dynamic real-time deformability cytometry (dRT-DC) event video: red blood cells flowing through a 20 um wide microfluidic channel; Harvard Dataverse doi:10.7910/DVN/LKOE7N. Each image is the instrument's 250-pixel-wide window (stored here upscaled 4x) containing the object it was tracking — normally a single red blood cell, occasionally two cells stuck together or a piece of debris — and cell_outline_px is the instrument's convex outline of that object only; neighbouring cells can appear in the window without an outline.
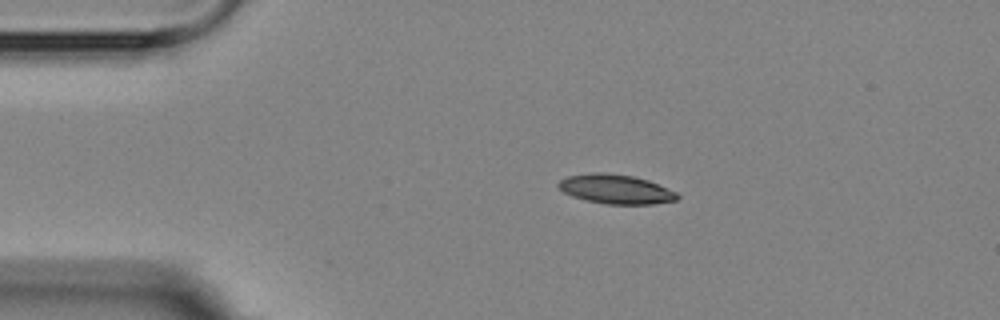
{"species": "Egyptian fruit bat (a non-hibernating species)", "species_latin": "Rousettus aegyptiacus", "temperature_condition": "room temperature", "stored_images_in_passage": 6, "camera_frame_rate_fps": 3000, "um_per_image_px": 0.085, "animal": {"sex": "female"}, "frame": {"image": 1, "passage_image": 2, "time_ms": 1.333, "image_size_px": [1000, 320], "cell_outline_px": [[680, 196], [676, 200], [652, 204], [604, 204], [572, 196], [564, 192], [556, 184], [560, 180], [568, 176], [596, 172], [604, 172], [632, 176], [648, 180], [676, 192]], "centroid_in_image_um": [52.34, 16.08], "position_along_channel_um": 32.7, "area_um2": 20.11}}
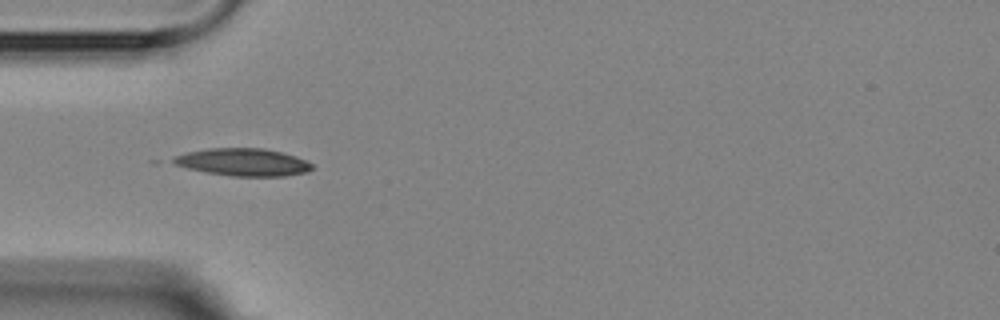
{"frame": {"image": 2, "passage_image": 4, "time_ms": 3.333, "image_size_px": [1000, 320], "cell_outline_px": [[312, 168], [308, 172], [284, 176], [232, 176], [156, 164], [148, 160], [208, 148], [264, 148], [296, 156], [308, 160], [312, 164]], "centroid_in_image_um": [20.27, 13.78], "position_along_channel_um": 64.7, "area_um2": 23.76}}
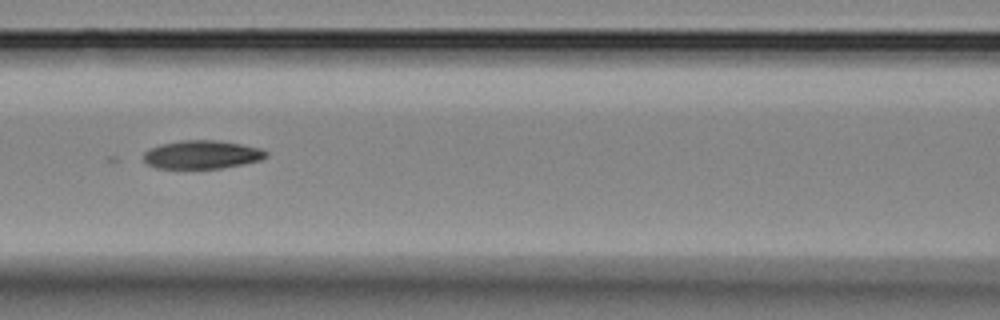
{"frame": {"image": 3, "passage_image": 6, "time_ms": 5.667, "image_size_px": [1000, 320], "cell_outline_px": [[268, 156], [260, 160], [244, 164], [220, 168], [156, 168], [148, 164], [144, 160], [144, 152], [160, 144], [180, 140], [216, 140], [240, 144], [260, 148], [268, 152]], "centroid_in_image_um": [17.18, 13.14], "position_along_channel_um": 149.4, "area_um2": 20.17}}